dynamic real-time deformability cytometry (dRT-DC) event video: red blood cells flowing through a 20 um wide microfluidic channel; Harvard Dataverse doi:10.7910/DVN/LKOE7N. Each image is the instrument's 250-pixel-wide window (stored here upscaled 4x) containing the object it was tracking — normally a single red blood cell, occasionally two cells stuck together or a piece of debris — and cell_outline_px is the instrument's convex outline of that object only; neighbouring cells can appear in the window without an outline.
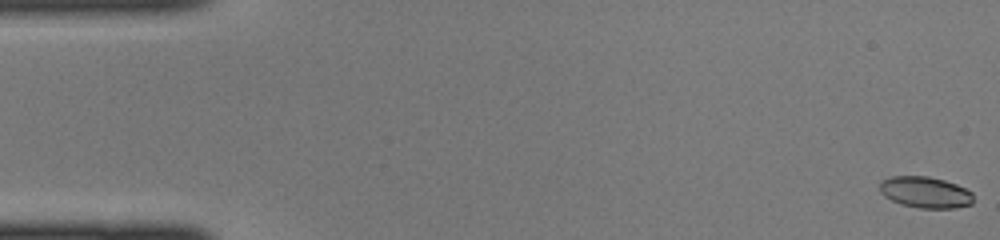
{"species": "common noctule bat (a hibernating species)", "species_latin": "Nyctalus noctula", "temperature_condition": "cold", "stored_images_in_passage": 45, "camera_frame_rate_fps": 3000, "um_per_image_px": 0.085, "animal": {"sex": "female", "body_mass_g": 22.0, "forearm_length_mm": 56.7}, "frame": {"image": 1, "passage_image": 1, "time_ms": 0.0, "image_size_px": [1000, 240], "cell_outline_px": [[972, 204], [956, 208], [920, 208], [904, 204], [892, 200], [884, 196], [880, 192], [880, 184], [884, 180], [892, 176], [928, 176], [944, 180], [956, 184], [972, 192]], "centroid_in_image_um": [78.67, 16.34], "position_along_channel_um": 6.3, "area_um2": 16.88}}
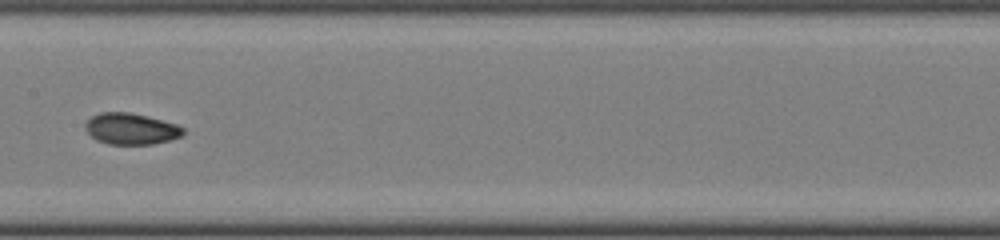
{"frame": {"image": 2, "passage_image": 23, "time_ms": 7.333, "image_size_px": [1000, 240], "cell_outline_px": [[184, 132], [180, 136], [168, 140], [152, 144], [108, 144], [96, 140], [84, 128], [84, 124], [92, 116], [100, 112], [128, 112], [148, 116], [176, 124], [184, 128]], "centroid_in_image_um": [11.11, 10.94], "position_along_channel_um": 196.3, "area_um2": 17.74}}
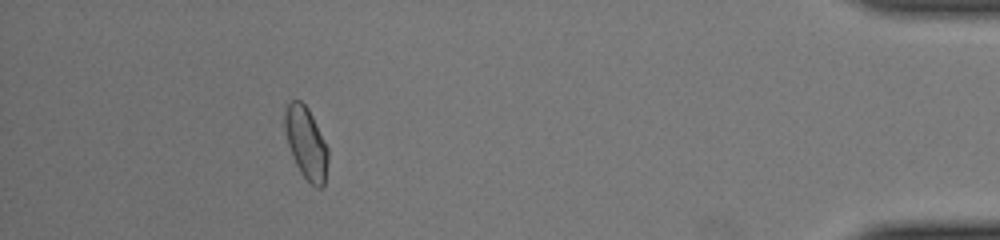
{"frame": {"image": 3, "passage_image": 41, "time_ms": 13.333, "image_size_px": [1000, 240], "cell_outline_px": [[328, 160], [324, 188], [316, 188], [300, 172], [296, 164], [288, 144], [284, 124], [284, 108], [292, 100], [300, 100], [308, 108], [328, 148]], "centroid_in_image_um": [26.02, 12.16], "position_along_channel_um": 409.2, "area_um2": 18.03}}